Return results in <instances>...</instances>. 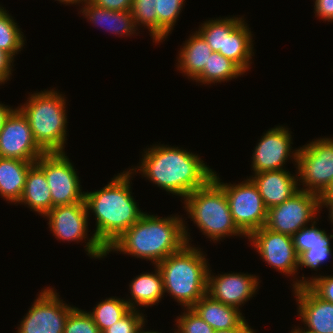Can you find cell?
<instances>
[{
  "instance_id": "obj_20",
  "label": "cell",
  "mask_w": 333,
  "mask_h": 333,
  "mask_svg": "<svg viewBox=\"0 0 333 333\" xmlns=\"http://www.w3.org/2000/svg\"><path fill=\"white\" fill-rule=\"evenodd\" d=\"M214 330L238 327L244 320L240 309L215 301L208 294L191 307Z\"/></svg>"
},
{
  "instance_id": "obj_11",
  "label": "cell",
  "mask_w": 333,
  "mask_h": 333,
  "mask_svg": "<svg viewBox=\"0 0 333 333\" xmlns=\"http://www.w3.org/2000/svg\"><path fill=\"white\" fill-rule=\"evenodd\" d=\"M58 296L52 287L41 290L17 333H63L66 319L75 307L63 303Z\"/></svg>"
},
{
  "instance_id": "obj_19",
  "label": "cell",
  "mask_w": 333,
  "mask_h": 333,
  "mask_svg": "<svg viewBox=\"0 0 333 333\" xmlns=\"http://www.w3.org/2000/svg\"><path fill=\"white\" fill-rule=\"evenodd\" d=\"M252 39L249 27L241 17H226L224 52L219 53L246 72L254 54Z\"/></svg>"
},
{
  "instance_id": "obj_25",
  "label": "cell",
  "mask_w": 333,
  "mask_h": 333,
  "mask_svg": "<svg viewBox=\"0 0 333 333\" xmlns=\"http://www.w3.org/2000/svg\"><path fill=\"white\" fill-rule=\"evenodd\" d=\"M155 267L156 270L154 274L153 272L144 273L138 275L131 281L129 287L132 301L130 299L127 301L131 309L135 310V305L142 307L156 305L164 296L162 275L157 265H155Z\"/></svg>"
},
{
  "instance_id": "obj_26",
  "label": "cell",
  "mask_w": 333,
  "mask_h": 333,
  "mask_svg": "<svg viewBox=\"0 0 333 333\" xmlns=\"http://www.w3.org/2000/svg\"><path fill=\"white\" fill-rule=\"evenodd\" d=\"M245 72L231 59L224 57L219 52H212L203 72L195 79L203 84L223 82L237 78Z\"/></svg>"
},
{
  "instance_id": "obj_39",
  "label": "cell",
  "mask_w": 333,
  "mask_h": 333,
  "mask_svg": "<svg viewBox=\"0 0 333 333\" xmlns=\"http://www.w3.org/2000/svg\"><path fill=\"white\" fill-rule=\"evenodd\" d=\"M315 16L324 21H333V0H315Z\"/></svg>"
},
{
  "instance_id": "obj_10",
  "label": "cell",
  "mask_w": 333,
  "mask_h": 333,
  "mask_svg": "<svg viewBox=\"0 0 333 333\" xmlns=\"http://www.w3.org/2000/svg\"><path fill=\"white\" fill-rule=\"evenodd\" d=\"M320 208L318 194L299 190L282 204L268 209L265 226L272 231L293 236L310 220H316Z\"/></svg>"
},
{
  "instance_id": "obj_2",
  "label": "cell",
  "mask_w": 333,
  "mask_h": 333,
  "mask_svg": "<svg viewBox=\"0 0 333 333\" xmlns=\"http://www.w3.org/2000/svg\"><path fill=\"white\" fill-rule=\"evenodd\" d=\"M144 153L137 172L162 190L184 199L213 178V170L198 155L179 147L156 145Z\"/></svg>"
},
{
  "instance_id": "obj_21",
  "label": "cell",
  "mask_w": 333,
  "mask_h": 333,
  "mask_svg": "<svg viewBox=\"0 0 333 333\" xmlns=\"http://www.w3.org/2000/svg\"><path fill=\"white\" fill-rule=\"evenodd\" d=\"M84 7L81 13L92 21L93 24L99 25L111 30L110 33L120 35L136 34V24L131 11H114L99 7L91 1H84Z\"/></svg>"
},
{
  "instance_id": "obj_31",
  "label": "cell",
  "mask_w": 333,
  "mask_h": 333,
  "mask_svg": "<svg viewBox=\"0 0 333 333\" xmlns=\"http://www.w3.org/2000/svg\"><path fill=\"white\" fill-rule=\"evenodd\" d=\"M156 0H133L131 14L136 26L143 25L150 31L155 43H157V13L155 10Z\"/></svg>"
},
{
  "instance_id": "obj_41",
  "label": "cell",
  "mask_w": 333,
  "mask_h": 333,
  "mask_svg": "<svg viewBox=\"0 0 333 333\" xmlns=\"http://www.w3.org/2000/svg\"><path fill=\"white\" fill-rule=\"evenodd\" d=\"M213 333H255V331L250 328L246 320H244L238 327L227 330H214Z\"/></svg>"
},
{
  "instance_id": "obj_17",
  "label": "cell",
  "mask_w": 333,
  "mask_h": 333,
  "mask_svg": "<svg viewBox=\"0 0 333 333\" xmlns=\"http://www.w3.org/2000/svg\"><path fill=\"white\" fill-rule=\"evenodd\" d=\"M298 313L305 328L314 333H333V303L322 300L308 286L294 289Z\"/></svg>"
},
{
  "instance_id": "obj_9",
  "label": "cell",
  "mask_w": 333,
  "mask_h": 333,
  "mask_svg": "<svg viewBox=\"0 0 333 333\" xmlns=\"http://www.w3.org/2000/svg\"><path fill=\"white\" fill-rule=\"evenodd\" d=\"M65 152L44 153L35 164L44 172L52 197V208L85 202L80 180Z\"/></svg>"
},
{
  "instance_id": "obj_28",
  "label": "cell",
  "mask_w": 333,
  "mask_h": 333,
  "mask_svg": "<svg viewBox=\"0 0 333 333\" xmlns=\"http://www.w3.org/2000/svg\"><path fill=\"white\" fill-rule=\"evenodd\" d=\"M12 16L0 9V49L9 53L13 58L24 46V36Z\"/></svg>"
},
{
  "instance_id": "obj_37",
  "label": "cell",
  "mask_w": 333,
  "mask_h": 333,
  "mask_svg": "<svg viewBox=\"0 0 333 333\" xmlns=\"http://www.w3.org/2000/svg\"><path fill=\"white\" fill-rule=\"evenodd\" d=\"M331 250V247H325L324 245L311 246L309 250L298 256V266L317 270L332 255Z\"/></svg>"
},
{
  "instance_id": "obj_22",
  "label": "cell",
  "mask_w": 333,
  "mask_h": 333,
  "mask_svg": "<svg viewBox=\"0 0 333 333\" xmlns=\"http://www.w3.org/2000/svg\"><path fill=\"white\" fill-rule=\"evenodd\" d=\"M34 163L0 157V196L17 203L22 196L28 170Z\"/></svg>"
},
{
  "instance_id": "obj_42",
  "label": "cell",
  "mask_w": 333,
  "mask_h": 333,
  "mask_svg": "<svg viewBox=\"0 0 333 333\" xmlns=\"http://www.w3.org/2000/svg\"><path fill=\"white\" fill-rule=\"evenodd\" d=\"M15 109H12L9 106H5L4 104L0 103V132L1 129L6 121V119L10 116V114L14 111Z\"/></svg>"
},
{
  "instance_id": "obj_47",
  "label": "cell",
  "mask_w": 333,
  "mask_h": 333,
  "mask_svg": "<svg viewBox=\"0 0 333 333\" xmlns=\"http://www.w3.org/2000/svg\"><path fill=\"white\" fill-rule=\"evenodd\" d=\"M140 333H159V332H155V331H143L142 329H141V332ZM174 333H176V332H174Z\"/></svg>"
},
{
  "instance_id": "obj_23",
  "label": "cell",
  "mask_w": 333,
  "mask_h": 333,
  "mask_svg": "<svg viewBox=\"0 0 333 333\" xmlns=\"http://www.w3.org/2000/svg\"><path fill=\"white\" fill-rule=\"evenodd\" d=\"M18 203L45 216L52 209V197L44 172L34 163L28 170L26 183Z\"/></svg>"
},
{
  "instance_id": "obj_33",
  "label": "cell",
  "mask_w": 333,
  "mask_h": 333,
  "mask_svg": "<svg viewBox=\"0 0 333 333\" xmlns=\"http://www.w3.org/2000/svg\"><path fill=\"white\" fill-rule=\"evenodd\" d=\"M63 333H101L92 316L75 307L68 315Z\"/></svg>"
},
{
  "instance_id": "obj_4",
  "label": "cell",
  "mask_w": 333,
  "mask_h": 333,
  "mask_svg": "<svg viewBox=\"0 0 333 333\" xmlns=\"http://www.w3.org/2000/svg\"><path fill=\"white\" fill-rule=\"evenodd\" d=\"M190 245L185 244L157 264L162 275L164 292L172 295V298L185 308H191L207 294L209 269L204 253Z\"/></svg>"
},
{
  "instance_id": "obj_34",
  "label": "cell",
  "mask_w": 333,
  "mask_h": 333,
  "mask_svg": "<svg viewBox=\"0 0 333 333\" xmlns=\"http://www.w3.org/2000/svg\"><path fill=\"white\" fill-rule=\"evenodd\" d=\"M177 320L176 333H213L214 329L208 325L192 308H186Z\"/></svg>"
},
{
  "instance_id": "obj_44",
  "label": "cell",
  "mask_w": 333,
  "mask_h": 333,
  "mask_svg": "<svg viewBox=\"0 0 333 333\" xmlns=\"http://www.w3.org/2000/svg\"><path fill=\"white\" fill-rule=\"evenodd\" d=\"M326 206L327 208L329 207L330 211H329V215H330V220L333 223V199H325L322 203H321V207Z\"/></svg>"
},
{
  "instance_id": "obj_35",
  "label": "cell",
  "mask_w": 333,
  "mask_h": 333,
  "mask_svg": "<svg viewBox=\"0 0 333 333\" xmlns=\"http://www.w3.org/2000/svg\"><path fill=\"white\" fill-rule=\"evenodd\" d=\"M307 280L303 275L302 280L294 281L293 288L308 286L322 300L333 303V275L311 277Z\"/></svg>"
},
{
  "instance_id": "obj_43",
  "label": "cell",
  "mask_w": 333,
  "mask_h": 333,
  "mask_svg": "<svg viewBox=\"0 0 333 333\" xmlns=\"http://www.w3.org/2000/svg\"><path fill=\"white\" fill-rule=\"evenodd\" d=\"M320 204L325 199H333V181L326 187V189L319 195Z\"/></svg>"
},
{
  "instance_id": "obj_38",
  "label": "cell",
  "mask_w": 333,
  "mask_h": 333,
  "mask_svg": "<svg viewBox=\"0 0 333 333\" xmlns=\"http://www.w3.org/2000/svg\"><path fill=\"white\" fill-rule=\"evenodd\" d=\"M95 5L114 11H131L133 0H91Z\"/></svg>"
},
{
  "instance_id": "obj_46",
  "label": "cell",
  "mask_w": 333,
  "mask_h": 333,
  "mask_svg": "<svg viewBox=\"0 0 333 333\" xmlns=\"http://www.w3.org/2000/svg\"><path fill=\"white\" fill-rule=\"evenodd\" d=\"M291 333H314V332H312V331H309V330H303V328H302V330L300 329V328H296V329H294V330H291Z\"/></svg>"
},
{
  "instance_id": "obj_6",
  "label": "cell",
  "mask_w": 333,
  "mask_h": 333,
  "mask_svg": "<svg viewBox=\"0 0 333 333\" xmlns=\"http://www.w3.org/2000/svg\"><path fill=\"white\" fill-rule=\"evenodd\" d=\"M183 200L189 217L211 240L244 235L233 221L224 189L213 178Z\"/></svg>"
},
{
  "instance_id": "obj_45",
  "label": "cell",
  "mask_w": 333,
  "mask_h": 333,
  "mask_svg": "<svg viewBox=\"0 0 333 333\" xmlns=\"http://www.w3.org/2000/svg\"><path fill=\"white\" fill-rule=\"evenodd\" d=\"M57 1H59V2H61V3H63V4H68V5H69V4H74V3H75V4H76V3H77V4H78V3H79V4H80V3H81V4L83 3L82 0H57ZM64 2H65V3H64Z\"/></svg>"
},
{
  "instance_id": "obj_16",
  "label": "cell",
  "mask_w": 333,
  "mask_h": 333,
  "mask_svg": "<svg viewBox=\"0 0 333 333\" xmlns=\"http://www.w3.org/2000/svg\"><path fill=\"white\" fill-rule=\"evenodd\" d=\"M85 202L53 207L47 217L50 231L62 241H81L87 236L88 216Z\"/></svg>"
},
{
  "instance_id": "obj_36",
  "label": "cell",
  "mask_w": 333,
  "mask_h": 333,
  "mask_svg": "<svg viewBox=\"0 0 333 333\" xmlns=\"http://www.w3.org/2000/svg\"><path fill=\"white\" fill-rule=\"evenodd\" d=\"M138 311L131 309L123 318L102 333H140L141 329H144L145 319L143 313L141 314Z\"/></svg>"
},
{
  "instance_id": "obj_40",
  "label": "cell",
  "mask_w": 333,
  "mask_h": 333,
  "mask_svg": "<svg viewBox=\"0 0 333 333\" xmlns=\"http://www.w3.org/2000/svg\"><path fill=\"white\" fill-rule=\"evenodd\" d=\"M13 57L4 50L0 49V80L5 83L11 76ZM12 63V65H11Z\"/></svg>"
},
{
  "instance_id": "obj_15",
  "label": "cell",
  "mask_w": 333,
  "mask_h": 333,
  "mask_svg": "<svg viewBox=\"0 0 333 333\" xmlns=\"http://www.w3.org/2000/svg\"><path fill=\"white\" fill-rule=\"evenodd\" d=\"M288 128L278 126L269 129L261 137L253 152L254 173L283 170L288 157L291 158V134Z\"/></svg>"
},
{
  "instance_id": "obj_13",
  "label": "cell",
  "mask_w": 333,
  "mask_h": 333,
  "mask_svg": "<svg viewBox=\"0 0 333 333\" xmlns=\"http://www.w3.org/2000/svg\"><path fill=\"white\" fill-rule=\"evenodd\" d=\"M248 239L263 261L272 268L289 276L297 272L298 255L292 236L272 231L263 226L254 231Z\"/></svg>"
},
{
  "instance_id": "obj_18",
  "label": "cell",
  "mask_w": 333,
  "mask_h": 333,
  "mask_svg": "<svg viewBox=\"0 0 333 333\" xmlns=\"http://www.w3.org/2000/svg\"><path fill=\"white\" fill-rule=\"evenodd\" d=\"M253 176L250 178L257 186L267 209L282 204L300 189L296 178L297 175L293 176L285 169L263 171L255 173Z\"/></svg>"
},
{
  "instance_id": "obj_3",
  "label": "cell",
  "mask_w": 333,
  "mask_h": 333,
  "mask_svg": "<svg viewBox=\"0 0 333 333\" xmlns=\"http://www.w3.org/2000/svg\"><path fill=\"white\" fill-rule=\"evenodd\" d=\"M159 217L144 212L134 225L111 243L106 254L120 251L137 258L152 260L153 264L157 265L185 244H189L191 239L181 217Z\"/></svg>"
},
{
  "instance_id": "obj_30",
  "label": "cell",
  "mask_w": 333,
  "mask_h": 333,
  "mask_svg": "<svg viewBox=\"0 0 333 333\" xmlns=\"http://www.w3.org/2000/svg\"><path fill=\"white\" fill-rule=\"evenodd\" d=\"M315 223L316 221L314 220L310 228H308V226L302 227L292 236L298 256L302 252L309 250L311 246L324 245L325 247H331L330 238H333V235H327L325 230L316 228Z\"/></svg>"
},
{
  "instance_id": "obj_24",
  "label": "cell",
  "mask_w": 333,
  "mask_h": 333,
  "mask_svg": "<svg viewBox=\"0 0 333 333\" xmlns=\"http://www.w3.org/2000/svg\"><path fill=\"white\" fill-rule=\"evenodd\" d=\"M212 52L211 47L196 31L180 49L177 68L188 78L195 80L203 72Z\"/></svg>"
},
{
  "instance_id": "obj_5",
  "label": "cell",
  "mask_w": 333,
  "mask_h": 333,
  "mask_svg": "<svg viewBox=\"0 0 333 333\" xmlns=\"http://www.w3.org/2000/svg\"><path fill=\"white\" fill-rule=\"evenodd\" d=\"M27 101L17 108L27 118L35 142L45 153L64 152L67 140L64 96L51 89L34 93Z\"/></svg>"
},
{
  "instance_id": "obj_32",
  "label": "cell",
  "mask_w": 333,
  "mask_h": 333,
  "mask_svg": "<svg viewBox=\"0 0 333 333\" xmlns=\"http://www.w3.org/2000/svg\"><path fill=\"white\" fill-rule=\"evenodd\" d=\"M213 52H224L225 18L206 21L197 31Z\"/></svg>"
},
{
  "instance_id": "obj_29",
  "label": "cell",
  "mask_w": 333,
  "mask_h": 333,
  "mask_svg": "<svg viewBox=\"0 0 333 333\" xmlns=\"http://www.w3.org/2000/svg\"><path fill=\"white\" fill-rule=\"evenodd\" d=\"M185 0H156L157 43L166 39L173 30Z\"/></svg>"
},
{
  "instance_id": "obj_7",
  "label": "cell",
  "mask_w": 333,
  "mask_h": 333,
  "mask_svg": "<svg viewBox=\"0 0 333 333\" xmlns=\"http://www.w3.org/2000/svg\"><path fill=\"white\" fill-rule=\"evenodd\" d=\"M292 153L297 178L305 185L299 190L320 195L333 181V138L314 140Z\"/></svg>"
},
{
  "instance_id": "obj_12",
  "label": "cell",
  "mask_w": 333,
  "mask_h": 333,
  "mask_svg": "<svg viewBox=\"0 0 333 333\" xmlns=\"http://www.w3.org/2000/svg\"><path fill=\"white\" fill-rule=\"evenodd\" d=\"M44 153L33 138L27 118L16 108L0 132V157L36 162Z\"/></svg>"
},
{
  "instance_id": "obj_1",
  "label": "cell",
  "mask_w": 333,
  "mask_h": 333,
  "mask_svg": "<svg viewBox=\"0 0 333 333\" xmlns=\"http://www.w3.org/2000/svg\"><path fill=\"white\" fill-rule=\"evenodd\" d=\"M132 171H123L112 178L101 190L85 193L87 211L94 213L96 230L87 240L85 250L87 255L103 258L106 249L123 232L134 225L144 212H141L130 192V177Z\"/></svg>"
},
{
  "instance_id": "obj_8",
  "label": "cell",
  "mask_w": 333,
  "mask_h": 333,
  "mask_svg": "<svg viewBox=\"0 0 333 333\" xmlns=\"http://www.w3.org/2000/svg\"><path fill=\"white\" fill-rule=\"evenodd\" d=\"M213 179L224 189L233 221L244 237L266 225L268 209L250 177L236 185L220 182L216 172Z\"/></svg>"
},
{
  "instance_id": "obj_14",
  "label": "cell",
  "mask_w": 333,
  "mask_h": 333,
  "mask_svg": "<svg viewBox=\"0 0 333 333\" xmlns=\"http://www.w3.org/2000/svg\"><path fill=\"white\" fill-rule=\"evenodd\" d=\"M208 269L207 294L215 301L239 309V306L257 292V276L244 273H228L212 276Z\"/></svg>"
},
{
  "instance_id": "obj_27",
  "label": "cell",
  "mask_w": 333,
  "mask_h": 333,
  "mask_svg": "<svg viewBox=\"0 0 333 333\" xmlns=\"http://www.w3.org/2000/svg\"><path fill=\"white\" fill-rule=\"evenodd\" d=\"M130 310L131 308L129 307L127 300L111 297L99 302L93 309V312L90 311L88 313L92 316L94 323L99 327V330L102 333L123 318Z\"/></svg>"
}]
</instances>
